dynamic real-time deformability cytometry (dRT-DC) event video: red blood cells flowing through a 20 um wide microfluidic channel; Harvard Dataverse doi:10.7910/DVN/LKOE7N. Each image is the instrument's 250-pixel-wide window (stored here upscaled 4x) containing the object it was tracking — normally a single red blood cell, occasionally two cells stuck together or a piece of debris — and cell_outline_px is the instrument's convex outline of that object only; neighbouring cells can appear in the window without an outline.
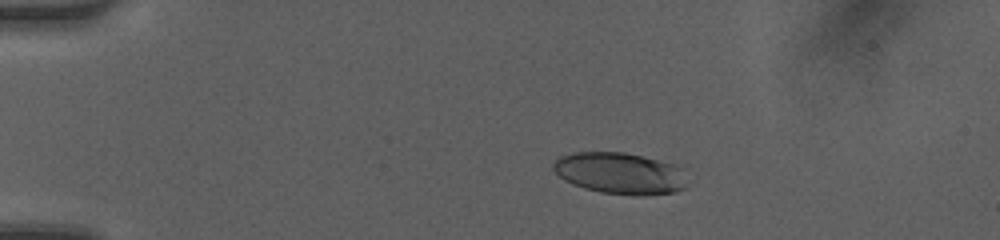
{"species": "human", "species_latin": "Homo sapiens", "temperature_condition": "room temperature", "stored_images_in_passage": 49, "camera_frame_rate_fps": 3000, "um_per_image_px": 0.085, "donor": {"sex": "female"}, "frame": {"image": 1, "passage_image": 10, "time_ms": 3.0, "image_size_px": [1000, 240], "cell_outline_px": [[688, 188], [676, 192], [644, 196], [636, 196], [600, 192], [584, 188], [564, 180], [552, 168], [552, 164], [560, 156], [572, 152], [624, 152], [688, 164]], "centroid_in_image_um": [52.9, 14.72], "position_along_channel_um": 32.1, "area_um2": 33.99}}
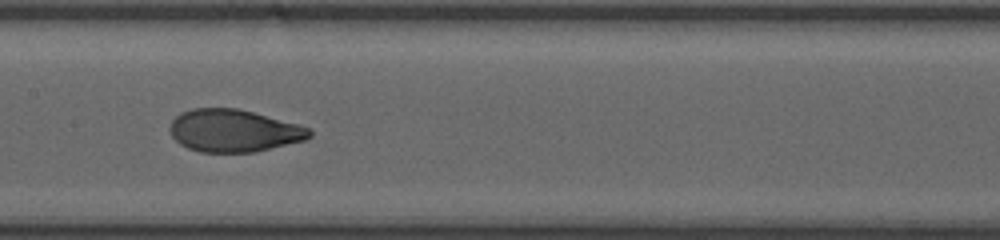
{"frame": {"image": 2, "passage_image": 26, "time_ms": 8.333, "image_size_px": [1000, 240], "cell_outline_px": [[312, 136], [304, 140], [256, 152], [200, 152], [188, 148], [180, 144], [172, 136], [168, 128], [172, 120], [180, 112], [192, 108], [236, 108], [300, 124], [308, 128], [312, 132]], "centroid_in_image_um": [19.85, 11.11], "position_along_channel_um": 187.6, "area_um2": 34.62}}
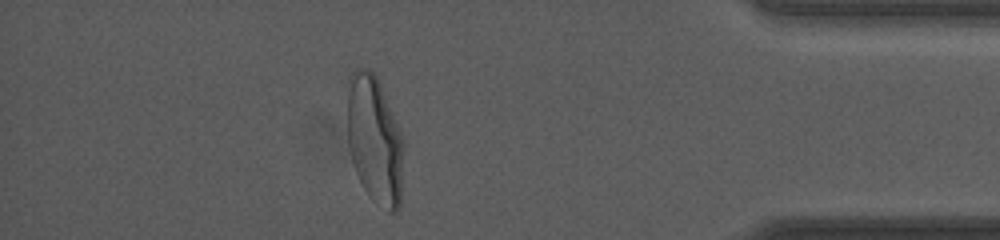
{"frame": {"image": 3, "passage_image": 44, "time_ms": 14.333, "image_size_px": [1000, 240], "cell_outline_px": [[404, 148], [400, 208], [396, 212], [388, 212], [376, 204], [368, 196], [356, 172], [352, 160], [348, 144], [348, 92], [352, 72], [356, 68], [368, 68], [376, 76], [380, 84], [400, 128], [404, 140]], "centroid_in_image_um": [31.88, 11.95], "position_along_channel_um": 403.3, "area_um2": 42.25}, "authors_computed_cell_mechanics": {"area_um2": 35.0268, "velocity_mm_per_s": 4.1765, "shape_relaxation_time_tau1_ms": 4.9341, "shape_relaxation_time_tau2_ms": null, "deformation_change_tau1": 0.2084, "deformation_change_tau2": null}}